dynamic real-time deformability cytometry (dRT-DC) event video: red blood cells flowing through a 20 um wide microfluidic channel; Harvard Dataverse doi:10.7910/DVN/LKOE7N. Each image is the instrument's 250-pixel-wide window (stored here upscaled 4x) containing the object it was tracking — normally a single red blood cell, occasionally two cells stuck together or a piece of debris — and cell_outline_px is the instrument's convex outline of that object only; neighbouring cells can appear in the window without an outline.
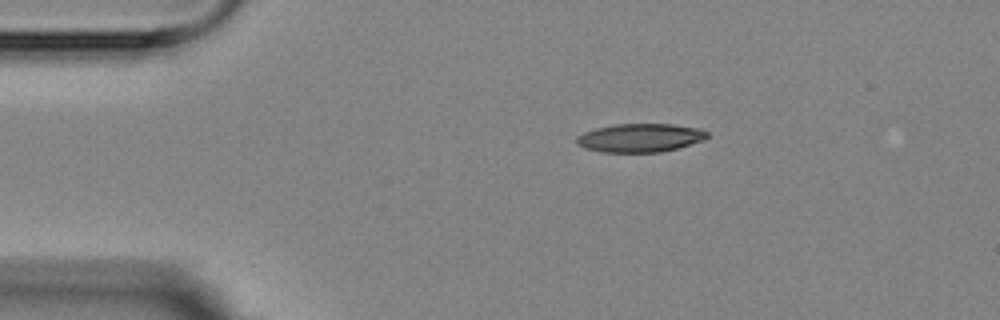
{"species": "Egyptian fruit bat (a non-hibernating species)", "species_latin": "Rousettus aegyptiacus", "temperature_condition": "room temperature", "stored_images_in_passage": 3, "camera_frame_rate_fps": 3000, "um_per_image_px": 0.085, "animal": {"sex": "female"}, "frame": {"image": 1, "passage_image": 1, "time_ms": 0.0, "image_size_px": [1000, 320], "cell_outline_px": [[708, 136], [704, 140], [676, 148], [660, 152], [600, 152], [584, 148], [576, 144], [576, 136], [584, 132], [596, 128], [612, 124], [672, 124], [696, 128], [708, 132]], "centroid_in_image_um": [54.35, 11.71], "position_along_channel_um": 30.6, "area_um2": 21.68}}